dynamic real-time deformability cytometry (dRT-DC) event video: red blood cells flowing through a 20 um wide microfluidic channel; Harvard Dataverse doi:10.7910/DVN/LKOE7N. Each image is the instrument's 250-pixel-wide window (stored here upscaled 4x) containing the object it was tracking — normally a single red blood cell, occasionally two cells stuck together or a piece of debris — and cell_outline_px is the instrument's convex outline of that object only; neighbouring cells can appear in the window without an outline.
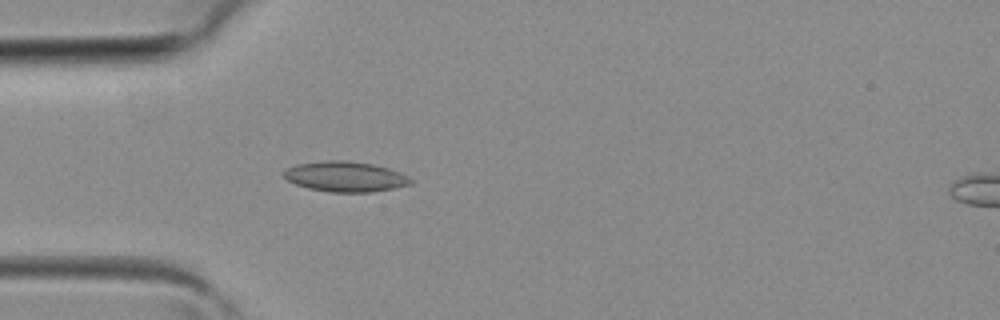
{"species": "common noctule bat (a hibernating species)", "species_latin": "Nyctalus noctula", "temperature_condition": "room temperature", "stored_images_in_passage": 38, "camera_frame_rate_fps": 3000, "um_per_image_px": 0.085, "animal": {"sex": "female", "body_mass_g": 19.3, "forearm_length_mm": 54.1}, "frame": {"image": 1, "passage_image": 10, "time_ms": 3.0, "image_size_px": [1000, 320], "cell_outline_px": [[412, 184], [372, 192], [328, 192], [308, 188], [296, 184], [288, 180], [284, 176], [284, 172], [288, 168], [296, 164], [328, 160], [348, 160], [372, 164], [388, 168], [400, 172], [408, 176], [412, 180]], "centroid_in_image_um": [29.36, 15.01], "position_along_channel_um": 55.6, "area_um2": 22.31}}
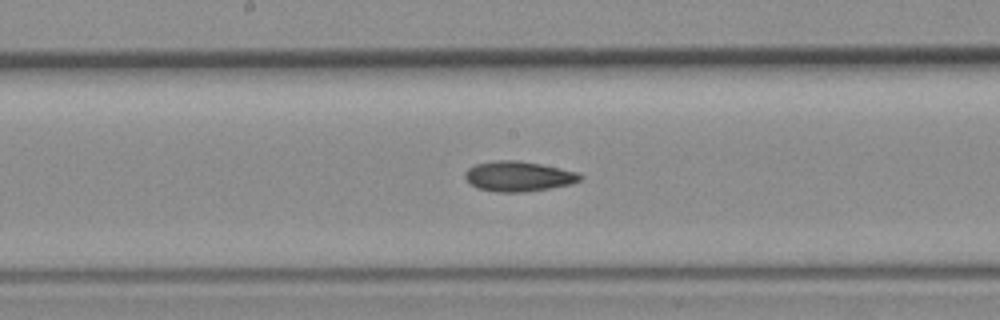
{"frame": {"image": 2, "passage_image": 19, "time_ms": 6.0, "image_size_px": [1000, 320], "cell_outline_px": [[584, 176], [580, 180], [572, 184], [524, 192], [496, 192], [476, 188], [464, 176], [464, 172], [468, 168], [476, 164], [496, 160], [516, 160], [540, 164], [560, 168], [576, 172]], "centroid_in_image_um": [44.06, 14.99], "position_along_channel_um": 204.1, "area_um2": 20.11}}
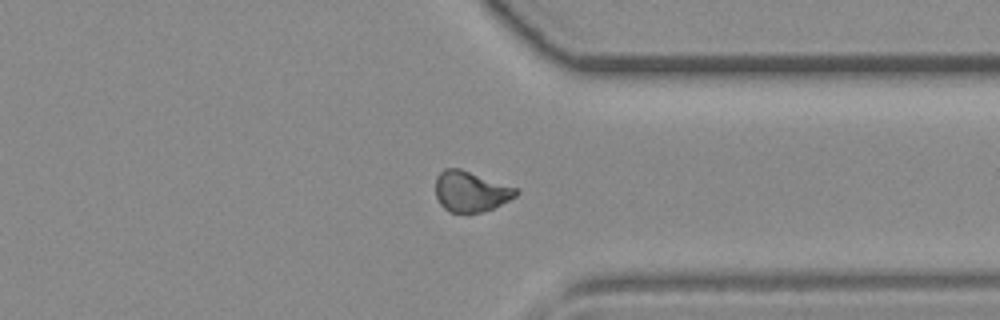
{"frame": {"image": 3, "passage_image": 29, "time_ms": 9.333, "image_size_px": [1000, 320], "cell_outline_px": [[520, 192], [516, 196], [492, 208], [468, 216], [448, 212], [440, 204], [436, 196], [436, 176], [444, 168], [460, 168], [520, 188]], "centroid_in_image_um": [40.01, 16.29], "position_along_channel_um": 371.4, "area_um2": 19.59}}